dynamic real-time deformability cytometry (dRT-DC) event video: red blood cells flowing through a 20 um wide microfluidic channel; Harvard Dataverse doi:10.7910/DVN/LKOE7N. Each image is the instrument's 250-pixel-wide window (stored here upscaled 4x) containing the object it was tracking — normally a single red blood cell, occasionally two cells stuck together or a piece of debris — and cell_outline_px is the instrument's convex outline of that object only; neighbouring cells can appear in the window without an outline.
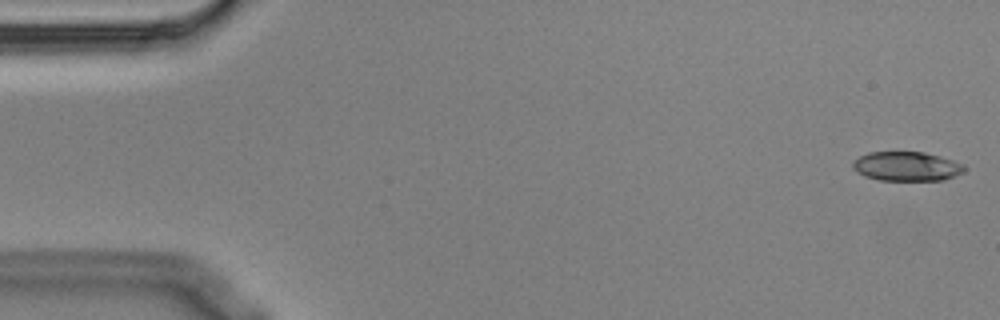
{"species": "Egyptian fruit bat (a non-hibernating species)", "species_latin": "Rousettus aegyptiacus", "temperature_condition": "cold", "stored_images_in_passage": 3, "camera_frame_rate_fps": 3000, "um_per_image_px": 0.085, "animal": {"sex": "male"}, "frame": {"image": 1, "passage_image": 1, "time_ms": 0.0, "image_size_px": [1000, 320], "cell_outline_px": [[964, 172], [944, 180], [880, 180], [864, 176], [856, 172], [852, 168], [852, 164], [860, 156], [868, 152], [924, 152], [940, 156], [964, 164]], "centroid_in_image_um": [77.06, 14.14], "position_along_channel_um": 7.9, "area_um2": 19.02}}